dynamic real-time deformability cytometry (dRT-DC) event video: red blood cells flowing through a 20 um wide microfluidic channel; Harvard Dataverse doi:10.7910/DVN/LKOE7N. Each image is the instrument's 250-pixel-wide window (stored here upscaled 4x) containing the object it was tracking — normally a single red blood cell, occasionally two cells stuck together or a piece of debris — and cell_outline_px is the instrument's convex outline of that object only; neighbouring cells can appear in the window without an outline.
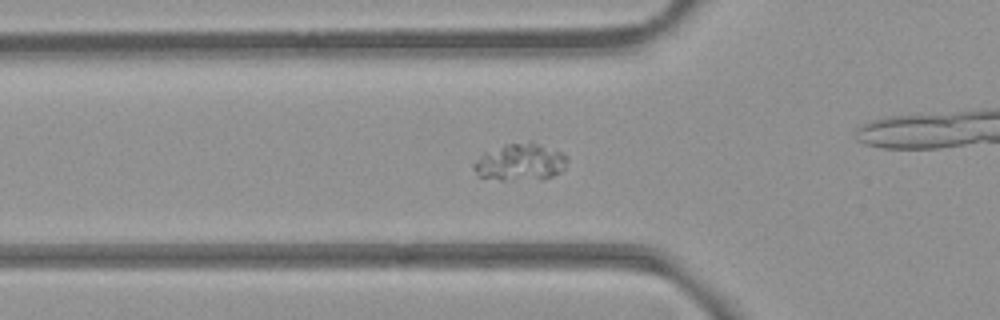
{"species": "common noctule bat (a hibernating species)", "species_latin": "Nyctalus noctula", "temperature_condition": "room temperature", "stored_images_in_passage": 53, "camera_frame_rate_fps": 3000, "um_per_image_px": 0.085, "animal": {"sex": "female", "body_mass_g": 21.9}, "frame": {"image": 1, "passage_image": 18, "time_ms": 5.667, "image_size_px": [1000, 320], "cell_outline_px": [[568, 160], [564, 168], [560, 172], [544, 180], [500, 180], [476, 176], [472, 168], [472, 164], [484, 152], [508, 144], [528, 140], [532, 140], [560, 152], [568, 156]], "centroid_in_image_um": [44.22, 13.79], "position_along_channel_um": 81.6, "area_um2": 20.69}}
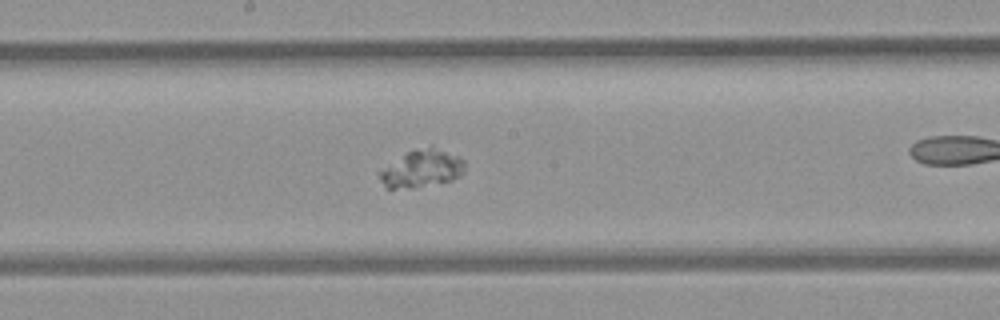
{"frame": {"image": 2, "passage_image": 28, "time_ms": 9.0, "image_size_px": [1000, 320], "cell_outline_px": [[464, 172], [460, 176], [452, 180], [412, 188], [388, 188], [380, 180], [376, 172], [408, 152], [416, 148], [432, 144], [460, 156], [464, 160]], "centroid_in_image_um": [35.88, 14.3], "position_along_channel_um": 212.3, "area_um2": 18.9}}
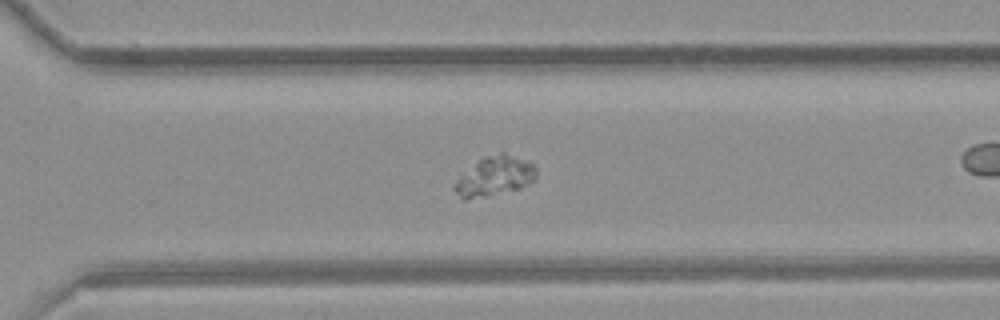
{"frame": {"image": 3, "passage_image": 37, "time_ms": 12.0, "image_size_px": [1000, 320], "cell_outline_px": [[536, 176], [528, 184], [520, 188], [488, 196], [464, 200], [452, 188], [452, 184], [460, 176], [484, 156], [500, 152], [504, 152], [528, 160], [536, 168]], "centroid_in_image_um": [42.04, 14.97], "position_along_channel_um": 328.6, "area_um2": 18.79}, "authors_computed_cell_mechanics": {"area_um2": 19.2474, "velocity_mm_per_s": 3.8975, "shape_relaxation_time_tau1_ms": 4.1772, "shape_relaxation_time_tau2_ms": null, "deformation_change_tau1": 0.04, "deformation_change_tau2": null}}